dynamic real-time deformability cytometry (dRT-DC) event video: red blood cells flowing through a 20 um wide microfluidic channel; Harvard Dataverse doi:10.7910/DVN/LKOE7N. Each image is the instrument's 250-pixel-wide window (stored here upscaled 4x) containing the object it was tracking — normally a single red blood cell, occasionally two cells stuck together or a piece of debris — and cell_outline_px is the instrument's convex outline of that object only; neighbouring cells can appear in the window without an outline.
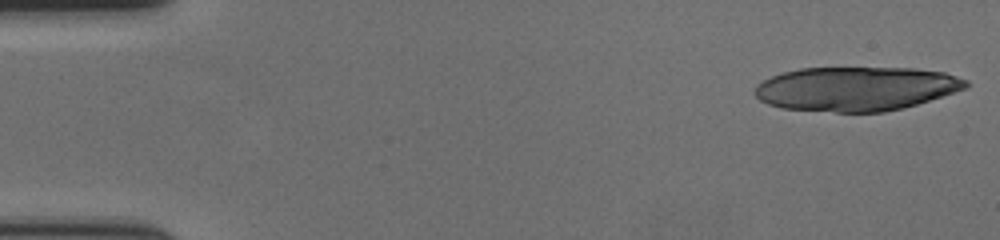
{"species": "human", "species_latin": "Homo sapiens", "temperature_condition": "cold", "stored_images_in_passage": 21, "camera_frame_rate_fps": 3000, "um_per_image_px": 0.085, "donor": {"sex": "female"}, "frame": {"image": 1, "passage_image": 1, "time_ms": 0.0, "image_size_px": [1000, 240], "cell_outline_px": [[968, 88], [904, 108], [884, 112], [836, 112], [784, 108], [768, 104], [760, 100], [756, 96], [756, 84], [772, 76], [784, 72], [800, 68], [916, 68], [944, 72], [968, 80]], "centroid_in_image_um": [72.8, 7.54], "position_along_channel_um": 12.2, "area_um2": 54.27}}